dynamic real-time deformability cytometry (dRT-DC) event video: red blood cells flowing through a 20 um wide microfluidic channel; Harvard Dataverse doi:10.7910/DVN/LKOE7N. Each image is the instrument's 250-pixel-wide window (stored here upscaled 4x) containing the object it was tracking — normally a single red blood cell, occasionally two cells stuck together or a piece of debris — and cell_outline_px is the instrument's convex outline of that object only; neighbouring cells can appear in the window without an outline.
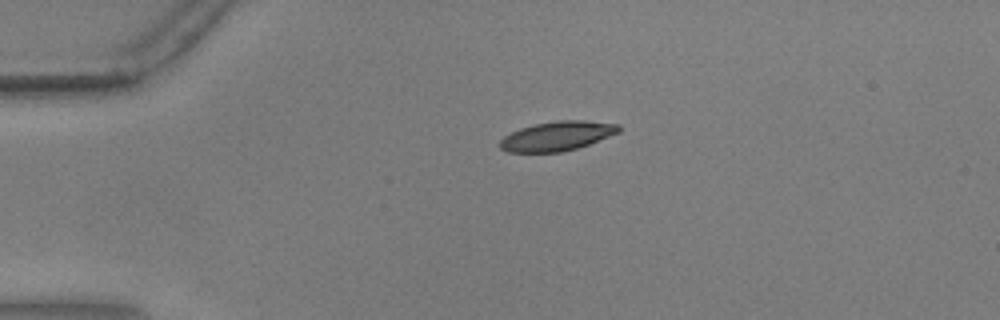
{"species": "common noctule bat (a hibernating species)", "species_latin": "Nyctalus noctula", "temperature_condition": "warm", "stored_images_in_passage": 26, "camera_frame_rate_fps": 3000, "um_per_image_px": 0.085, "animal": {"sex": "male", "body_mass_g": 17.9, "forearm_length_mm": 54.2}, "frame": {"image": 1, "passage_image": 2, "time_ms": 0.333, "image_size_px": [1000, 320], "cell_outline_px": [[620, 132], [588, 144], [576, 148], [560, 152], [508, 152], [500, 148], [500, 140], [504, 136], [520, 128], [536, 124], [556, 120], [584, 120], [620, 124]], "centroid_in_image_um": [47.36, 11.55], "position_along_channel_um": 37.6, "area_um2": 20.23}}
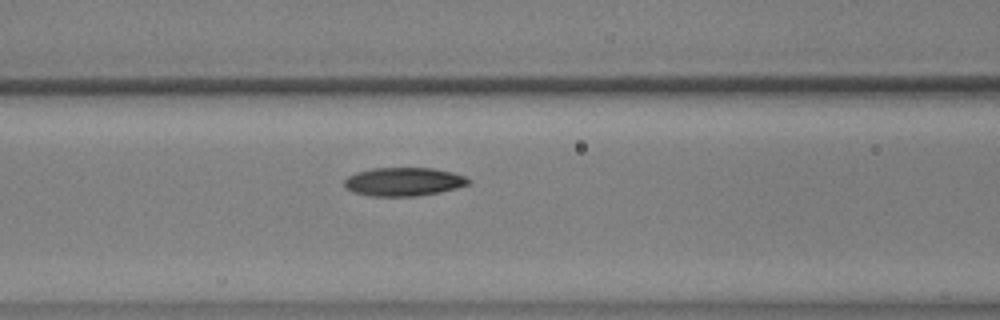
{"frame": {"image": 2, "passage_image": 13, "time_ms": 4.0, "image_size_px": [1000, 320], "cell_outline_px": [[472, 180], [468, 184], [456, 188], [440, 192], [416, 196], [368, 196], [352, 192], [344, 184], [344, 180], [348, 176], [356, 172], [372, 168], [432, 168], [452, 172], [464, 176]], "centroid_in_image_um": [34.3, 15.44], "position_along_channel_um": 132.3, "area_um2": 20.63}}
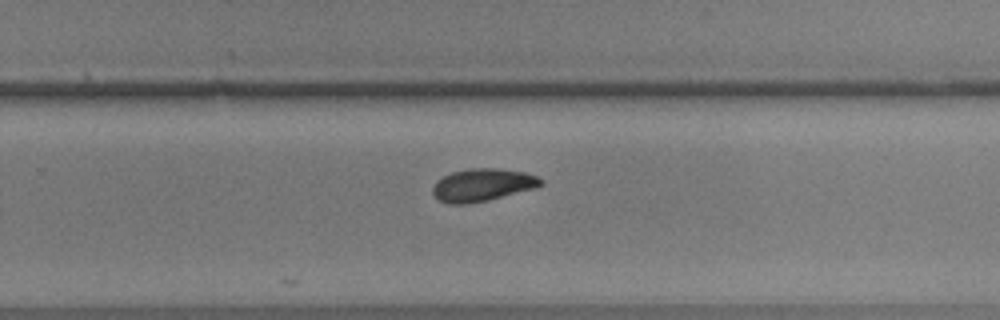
{"frame": {"image": 3, "passage_image": 26, "time_ms": 8.333, "image_size_px": [1000, 320], "cell_outline_px": [[544, 184], [536, 188], [488, 200], [464, 204], [448, 204], [440, 200], [432, 192], [432, 188], [436, 180], [452, 172], [468, 168], [496, 168], [524, 172], [536, 176], [544, 180]], "centroid_in_image_um": [41.02, 15.71], "position_along_channel_um": 288.8, "area_um2": 20.58}}